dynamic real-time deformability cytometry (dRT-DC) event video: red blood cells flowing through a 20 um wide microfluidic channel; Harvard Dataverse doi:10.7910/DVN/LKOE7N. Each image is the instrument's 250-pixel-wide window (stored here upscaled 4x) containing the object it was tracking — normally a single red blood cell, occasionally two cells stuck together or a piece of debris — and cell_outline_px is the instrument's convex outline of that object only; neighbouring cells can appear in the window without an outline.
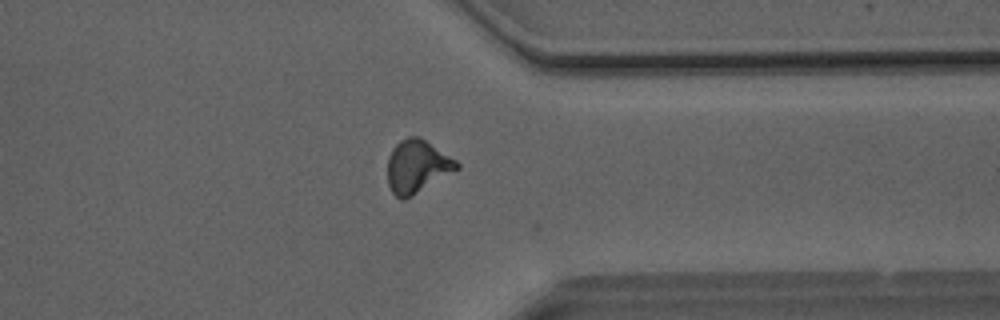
{"species": "Egyptian fruit bat (a non-hibernating species)", "species_latin": "Rousettus aegyptiacus", "temperature_condition": "room temperature", "stored_images_in_passage": 27, "camera_frame_rate_fps": 3000, "um_per_image_px": 0.085, "animal": {"sex": "male"}, "frame": {"image": 1, "passage_image": 26, "time_ms": 8.333, "image_size_px": [1000, 320], "cell_outline_px": [[460, 168], [412, 196], [404, 200], [400, 200], [392, 192], [388, 184], [388, 156], [392, 148], [400, 140], [408, 136], [416, 136], [424, 140], [456, 160], [460, 164]], "centroid_in_image_um": [35.43, 14.16], "position_along_channel_um": 376.0, "area_um2": 21.21}}